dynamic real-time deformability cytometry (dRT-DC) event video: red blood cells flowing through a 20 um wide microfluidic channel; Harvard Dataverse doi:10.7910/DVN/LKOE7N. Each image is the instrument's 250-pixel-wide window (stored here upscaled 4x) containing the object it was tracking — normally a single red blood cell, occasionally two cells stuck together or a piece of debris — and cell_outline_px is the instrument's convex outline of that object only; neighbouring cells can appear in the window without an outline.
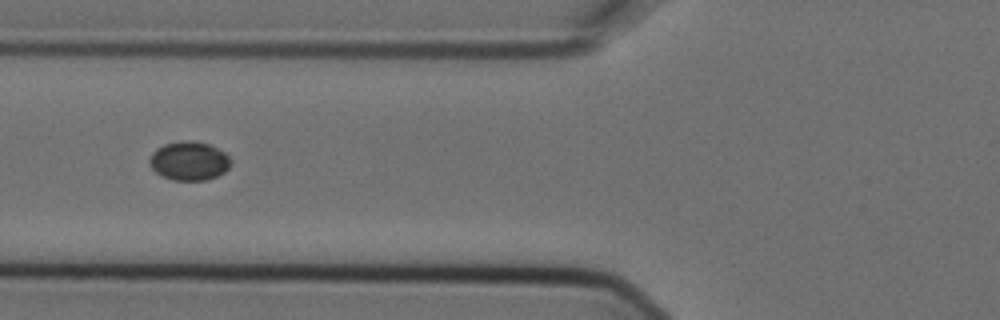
{"species": "Egyptian fruit bat (a non-hibernating species)", "species_latin": "Rousettus aegyptiacus", "temperature_condition": "cold", "stored_images_in_passage": 10, "camera_frame_rate_fps": 3000, "um_per_image_px": 0.085, "animal": {"sex": "female"}, "frame": {"image": 1, "passage_image": 6, "time_ms": 1.667, "image_size_px": [1000, 320], "cell_outline_px": [[232, 164], [224, 172], [208, 180], [172, 180], [160, 176], [148, 164], [148, 160], [152, 152], [156, 148], [164, 144], [184, 140], [192, 140], [208, 144], [224, 152], [232, 160]], "centroid_in_image_um": [16.05, 13.68], "position_along_channel_um": 109.7, "area_um2": 18.61}}
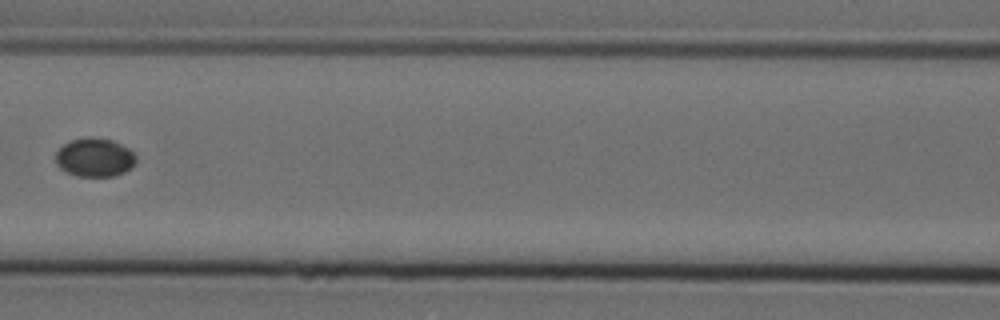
{"frame": {"image": 2, "passage_image": 7, "time_ms": 2.0, "image_size_px": [1000, 320], "cell_outline_px": [[136, 160], [132, 168], [124, 172], [112, 176], [76, 176], [60, 168], [56, 164], [56, 152], [64, 144], [72, 140], [112, 140], [128, 148], [136, 156]], "centroid_in_image_um": [8.06, 13.43], "position_along_channel_um": 158.5, "area_um2": 17.46}}